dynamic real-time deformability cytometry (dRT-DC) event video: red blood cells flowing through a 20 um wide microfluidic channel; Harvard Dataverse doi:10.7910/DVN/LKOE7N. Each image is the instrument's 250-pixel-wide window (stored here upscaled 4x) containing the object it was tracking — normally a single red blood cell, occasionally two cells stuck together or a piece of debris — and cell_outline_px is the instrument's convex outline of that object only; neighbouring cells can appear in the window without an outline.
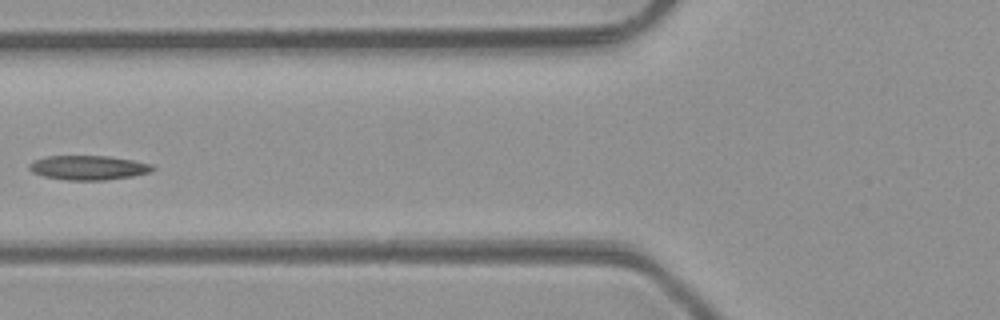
{"species": "common noctule bat (a hibernating species)", "species_latin": "Nyctalus noctula", "temperature_condition": "room temperature", "stored_images_in_passage": 5, "camera_frame_rate_fps": 3000, "um_per_image_px": 0.085, "animal": {"sex": "male", "body_mass_g": 23.1, "forearm_length_mm": 52.7}, "frame": {"image": 1, "passage_image": 5, "time_ms": 4.667, "image_size_px": [1000, 320], "cell_outline_px": [[156, 168], [152, 172], [132, 176], [104, 180], [68, 180], [44, 176], [32, 172], [28, 168], [28, 164], [32, 160], [44, 156], [108, 156], [132, 160], [152, 164]], "centroid_in_image_um": [7.5, 14.24], "position_along_channel_um": 118.3, "area_um2": 17.63}}